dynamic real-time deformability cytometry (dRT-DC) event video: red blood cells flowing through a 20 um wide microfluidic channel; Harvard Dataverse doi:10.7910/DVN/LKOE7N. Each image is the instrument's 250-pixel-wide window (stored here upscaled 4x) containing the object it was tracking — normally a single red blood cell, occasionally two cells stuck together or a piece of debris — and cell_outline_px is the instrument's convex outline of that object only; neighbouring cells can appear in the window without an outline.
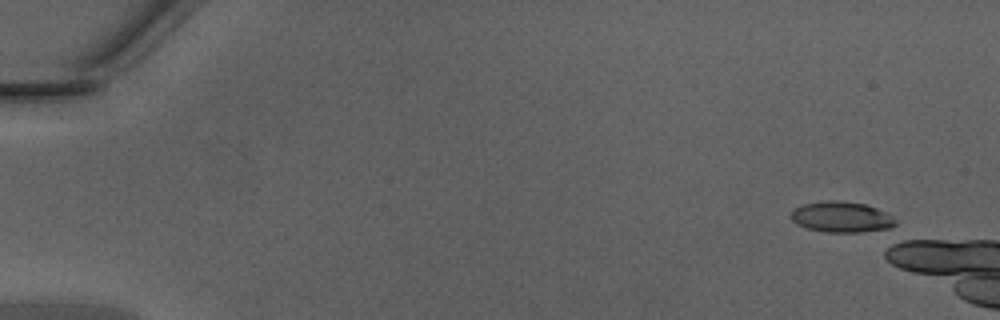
{"species": "Egyptian fruit bat (a non-hibernating species)", "species_latin": "Rousettus aegyptiacus", "temperature_condition": "warm", "stored_images_in_passage": 3, "camera_frame_rate_fps": 3000, "um_per_image_px": 0.085, "animal": {"sex": "male"}, "frame": {"image": 1, "passage_image": 1, "time_ms": 0.0, "image_size_px": [1000, 320], "cell_outline_px": [[896, 224], [888, 232], [824, 232], [804, 228], [796, 224], [788, 216], [796, 208], [804, 204], [828, 200], [836, 200], [864, 204], [876, 208], [892, 216], [896, 220]], "centroid_in_image_um": [71.57, 18.48], "position_along_channel_um": 13.4, "area_um2": 19.19}}